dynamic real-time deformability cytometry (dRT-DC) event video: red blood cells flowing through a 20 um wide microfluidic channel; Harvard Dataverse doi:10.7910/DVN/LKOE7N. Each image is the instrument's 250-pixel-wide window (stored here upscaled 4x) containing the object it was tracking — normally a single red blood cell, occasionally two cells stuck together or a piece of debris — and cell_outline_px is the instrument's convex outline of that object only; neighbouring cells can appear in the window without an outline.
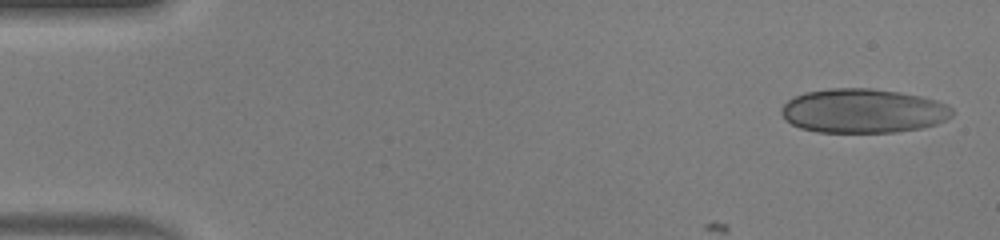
{"species": "human", "species_latin": "Homo sapiens", "temperature_condition": "warm", "stored_images_in_passage": 48, "camera_frame_rate_fps": 3000, "um_per_image_px": 0.085, "donor": {"sex": "male"}, "frame": {"image": 1, "passage_image": 1, "time_ms": 0.0, "image_size_px": [1000, 240], "cell_outline_px": [[952, 116], [936, 124], [920, 128], [896, 132], [816, 132], [800, 128], [792, 124], [780, 112], [780, 108], [788, 100], [796, 96], [808, 92], [828, 88], [872, 88], [900, 92], [920, 96], [936, 100], [948, 104], [952, 108]], "centroid_in_image_um": [73.37, 9.42], "position_along_channel_um": 11.6, "area_um2": 43.99}}
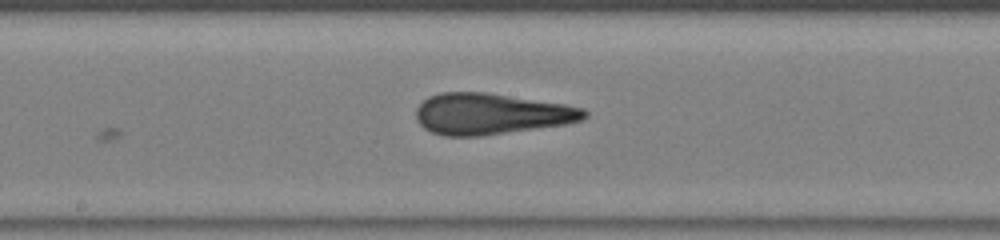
{"frame": {"image": 2, "passage_image": 25, "time_ms": 8.0, "image_size_px": [1000, 240], "cell_outline_px": [[588, 116], [584, 120], [568, 124], [480, 136], [444, 136], [432, 132], [424, 128], [416, 120], [416, 108], [428, 96], [440, 92], [484, 92], [564, 104], [584, 108], [588, 112]], "centroid_in_image_um": [41.75, 9.68], "position_along_channel_um": 206.5, "area_um2": 40.46}}
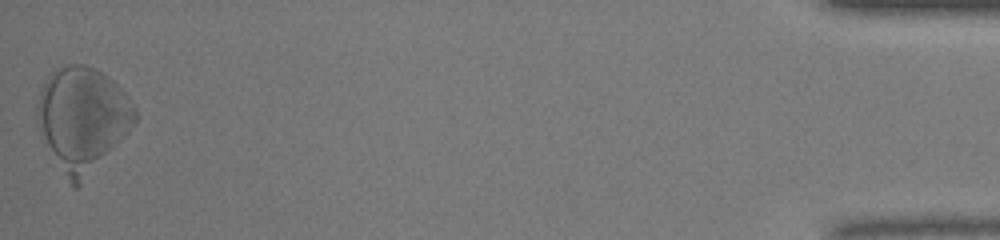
{"frame": {"image": 3, "passage_image": 48, "time_ms": 15.667, "image_size_px": [1000, 240], "cell_outline_px": [[136, 120], [128, 132], [80, 184], [76, 188], [72, 188], [48, 144], [36, 116], [36, 104], [44, 80], [52, 72], [68, 64], [84, 64], [100, 72], [112, 80], [128, 96], [136, 108]], "centroid_in_image_um": [7.02, 10.05], "position_along_channel_um": 428.2, "area_um2": 57.45}, "authors_computed_cell_mechanics": {"area_um2": 42.1362, "velocity_mm_per_s": 4.1312, "shape_relaxation_time_tau1_ms": 5.1552, "shape_relaxation_time_tau2_ms": 1.4644, "deformation_change_tau1": 0.1701, "deformation_change_tau2": 0.0697}}